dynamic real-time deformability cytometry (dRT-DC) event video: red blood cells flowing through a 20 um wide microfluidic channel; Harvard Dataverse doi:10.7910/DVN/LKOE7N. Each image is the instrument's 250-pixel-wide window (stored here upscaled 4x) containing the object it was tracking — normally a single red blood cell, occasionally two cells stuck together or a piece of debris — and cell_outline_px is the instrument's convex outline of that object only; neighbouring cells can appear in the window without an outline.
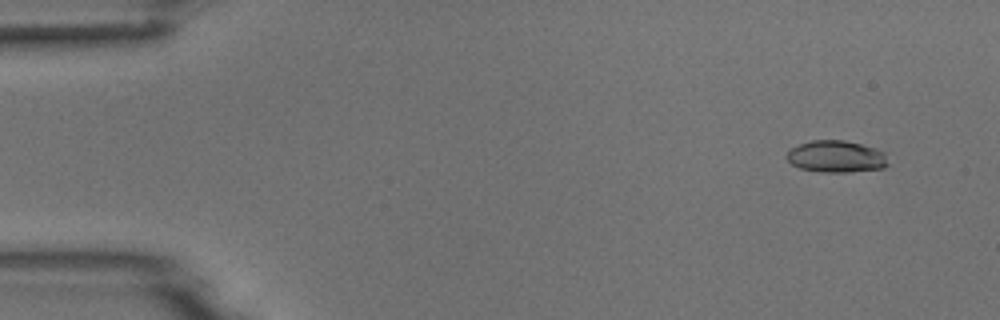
{"species": "common noctule bat (a hibernating species)", "species_latin": "Nyctalus noctula", "temperature_condition": "room temperature", "stored_images_in_passage": 7, "camera_frame_rate_fps": 3000, "um_per_image_px": 0.085, "animal": {"sex": "male", "body_mass_g": 18.8}, "frame": {"image": 1, "passage_image": 2, "time_ms": 1.0, "image_size_px": [1000, 320], "cell_outline_px": [[888, 164], [884, 168], [848, 172], [820, 172], [800, 168], [792, 164], [784, 156], [792, 148], [800, 144], [812, 140], [844, 140], [876, 148], [884, 152]], "centroid_in_image_um": [71.07, 13.31], "position_along_channel_um": 13.9, "area_um2": 18.79}}
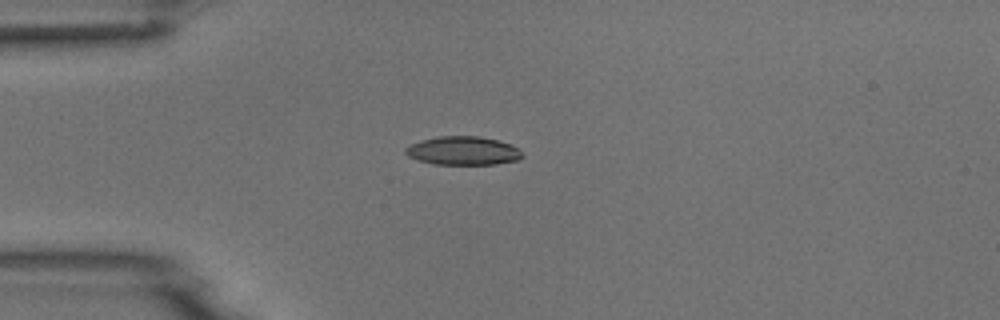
{"frame": {"image": 2, "passage_image": 4, "time_ms": 4.333, "image_size_px": [1000, 320], "cell_outline_px": [[524, 156], [520, 160], [496, 164], [436, 164], [420, 160], [408, 156], [404, 152], [404, 148], [420, 140], [436, 136], [480, 136], [496, 140], [520, 148]], "centroid_in_image_um": [39.38, 12.81], "position_along_channel_um": 45.6, "area_um2": 19.48}}